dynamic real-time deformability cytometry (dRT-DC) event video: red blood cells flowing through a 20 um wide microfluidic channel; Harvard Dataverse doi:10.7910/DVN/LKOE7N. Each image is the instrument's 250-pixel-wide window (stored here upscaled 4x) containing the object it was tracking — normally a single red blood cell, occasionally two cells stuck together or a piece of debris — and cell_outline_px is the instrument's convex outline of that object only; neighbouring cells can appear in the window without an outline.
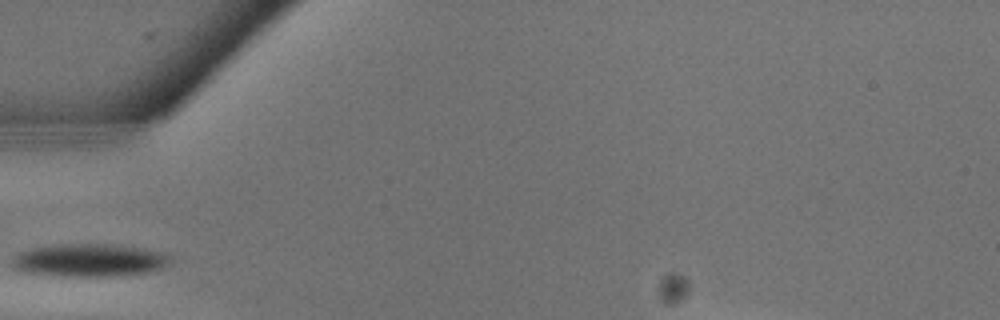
{"species": "common noctule bat (a hibernating species)", "species_latin": "Nyctalus noctula", "temperature_condition": "warm", "stored_images_in_passage": 13, "camera_frame_rate_fps": 3000, "um_per_image_px": 0.085, "animal": {"sex": "male", "body_mass_g": 13.3}, "frame": {"image": 1, "passage_image": 2, "time_ms": 0.333, "image_size_px": [1000, 320], "cell_outline_px": [[168, 260], [160, 268], [144, 272], [120, 276], [56, 276], [24, 272], [12, 268], [12, 256], [20, 252], [32, 248], [60, 244], [120, 244], [164, 252], [168, 256]], "centroid_in_image_um": [7.51, 22.11], "position_along_channel_um": 77.5, "area_um2": 30.29}}
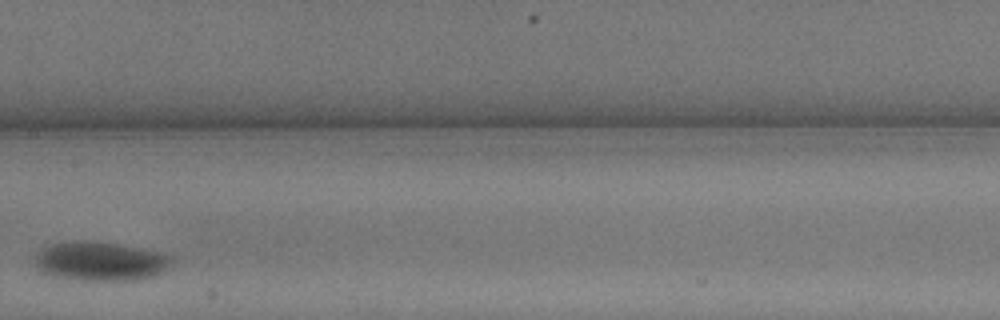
{"frame": {"image": 2, "passage_image": 7, "time_ms": 2.0, "image_size_px": [1000, 320], "cell_outline_px": [[176, 260], [172, 264], [160, 272], [152, 276], [132, 280], [84, 280], [56, 276], [44, 272], [36, 264], [36, 256], [44, 248], [52, 244], [84, 240], [116, 244], [160, 252], [176, 256]], "centroid_in_image_um": [8.62, 22.2], "position_along_channel_um": 198.8, "area_um2": 30.52}}
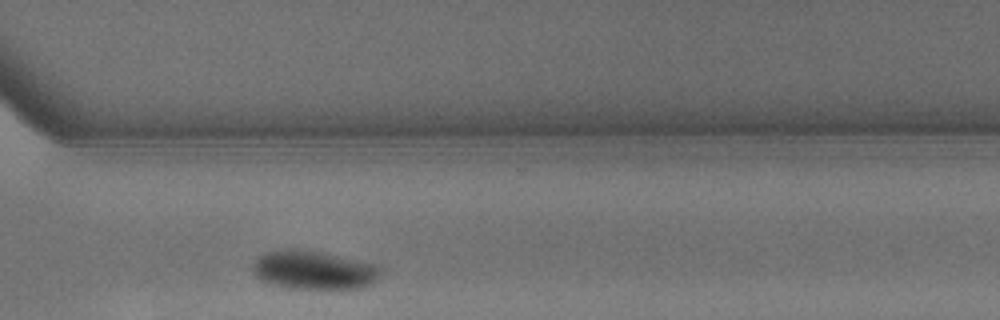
{"frame": {"image": 3, "passage_image": 13, "time_ms": 4.0, "image_size_px": [1000, 320], "cell_outline_px": [[384, 272], [372, 284], [360, 288], [296, 288], [276, 284], [260, 280], [252, 272], [252, 264], [264, 252], [288, 248], [292, 248], [320, 252], [376, 264]], "centroid_in_image_um": [26.68, 22.94], "position_along_channel_um": 343.9, "area_um2": 28.61}}